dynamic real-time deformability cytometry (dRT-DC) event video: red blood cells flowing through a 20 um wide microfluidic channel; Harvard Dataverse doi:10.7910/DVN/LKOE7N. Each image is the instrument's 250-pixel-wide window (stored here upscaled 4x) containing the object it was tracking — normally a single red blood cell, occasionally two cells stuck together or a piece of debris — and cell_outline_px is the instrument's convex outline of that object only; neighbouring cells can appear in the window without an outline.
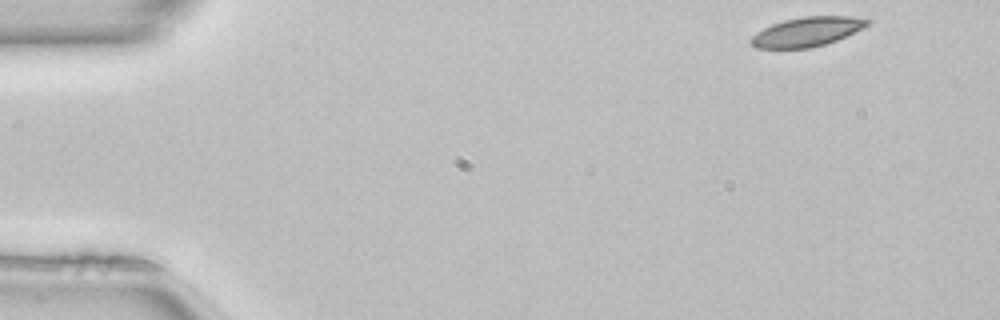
{"species": "common noctule bat (a hibernating species)", "species_latin": "Nyctalus noctula", "temperature_condition": "room temperature", "stored_images_in_passage": 11, "camera_frame_rate_fps": 3000, "um_per_image_px": 0.085, "animal": {"sex": "female", "body_mass_g": 22.7, "forearm_length_mm": 54.2}, "frame": {"image": 1, "passage_image": 1, "time_ms": 0.0, "image_size_px": [1000, 320], "cell_outline_px": [[872, 20], [868, 24], [836, 40], [824, 44], [808, 48], [756, 48], [748, 40], [756, 32], [772, 24], [784, 20], [804, 16], [852, 16]], "centroid_in_image_um": [68.54, 2.69], "position_along_channel_um": 16.5, "area_um2": 19.59}}